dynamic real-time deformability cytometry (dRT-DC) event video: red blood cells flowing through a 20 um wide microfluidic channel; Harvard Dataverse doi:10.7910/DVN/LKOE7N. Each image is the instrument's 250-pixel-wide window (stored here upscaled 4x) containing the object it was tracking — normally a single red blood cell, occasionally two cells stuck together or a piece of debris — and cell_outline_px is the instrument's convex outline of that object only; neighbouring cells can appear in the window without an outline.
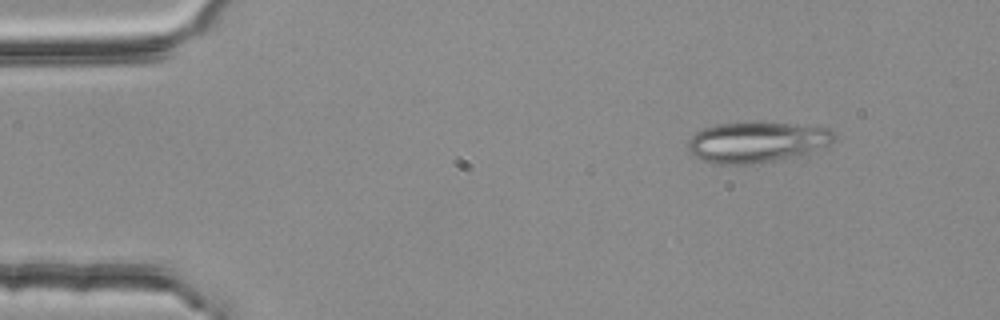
{"species": "common noctule bat (a hibernating species)", "species_latin": "Nyctalus noctula", "temperature_condition": "room temperature", "stored_images_in_passage": 3, "camera_frame_rate_fps": 3000, "um_per_image_px": 0.085, "animal": {"sex": "female", "body_mass_g": 25.1}, "frame": {"image": 1, "passage_image": 3, "time_ms": 0.667, "image_size_px": [1000, 320], "cell_outline_px": [[836, 140], [832, 144], [808, 152], [772, 160], [752, 164], [716, 164], [704, 160], [696, 156], [688, 148], [688, 140], [696, 132], [704, 128], [716, 124], [756, 120], [828, 128], [836, 136]], "centroid_in_image_um": [64.32, 12.04], "position_along_channel_um": 20.7, "area_um2": 34.68}}